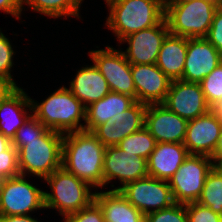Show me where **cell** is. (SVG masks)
Returning a JSON list of instances; mask_svg holds the SVG:
<instances>
[{
    "mask_svg": "<svg viewBox=\"0 0 222 222\" xmlns=\"http://www.w3.org/2000/svg\"><path fill=\"white\" fill-rule=\"evenodd\" d=\"M105 146L88 131L63 135L62 167L95 190L103 189V162Z\"/></svg>",
    "mask_w": 222,
    "mask_h": 222,
    "instance_id": "cell-1",
    "label": "cell"
},
{
    "mask_svg": "<svg viewBox=\"0 0 222 222\" xmlns=\"http://www.w3.org/2000/svg\"><path fill=\"white\" fill-rule=\"evenodd\" d=\"M109 12L105 27L119 44L125 37L159 24L165 17L164 0H104Z\"/></svg>",
    "mask_w": 222,
    "mask_h": 222,
    "instance_id": "cell-2",
    "label": "cell"
},
{
    "mask_svg": "<svg viewBox=\"0 0 222 222\" xmlns=\"http://www.w3.org/2000/svg\"><path fill=\"white\" fill-rule=\"evenodd\" d=\"M32 114L48 129L66 134L83 131L86 107L67 86H60L38 102L30 98ZM84 121V122H83Z\"/></svg>",
    "mask_w": 222,
    "mask_h": 222,
    "instance_id": "cell-3",
    "label": "cell"
},
{
    "mask_svg": "<svg viewBox=\"0 0 222 222\" xmlns=\"http://www.w3.org/2000/svg\"><path fill=\"white\" fill-rule=\"evenodd\" d=\"M63 135L47 130L42 136L32 141H12L18 151L20 175L44 180L55 170L62 167Z\"/></svg>",
    "mask_w": 222,
    "mask_h": 222,
    "instance_id": "cell-4",
    "label": "cell"
},
{
    "mask_svg": "<svg viewBox=\"0 0 222 222\" xmlns=\"http://www.w3.org/2000/svg\"><path fill=\"white\" fill-rule=\"evenodd\" d=\"M43 181L51 190L44 191L45 209L58 211L62 219L88 207L94 201L95 188L63 167L55 170Z\"/></svg>",
    "mask_w": 222,
    "mask_h": 222,
    "instance_id": "cell-5",
    "label": "cell"
},
{
    "mask_svg": "<svg viewBox=\"0 0 222 222\" xmlns=\"http://www.w3.org/2000/svg\"><path fill=\"white\" fill-rule=\"evenodd\" d=\"M164 7L170 34L187 38L206 37L217 9L206 0L164 4Z\"/></svg>",
    "mask_w": 222,
    "mask_h": 222,
    "instance_id": "cell-6",
    "label": "cell"
},
{
    "mask_svg": "<svg viewBox=\"0 0 222 222\" xmlns=\"http://www.w3.org/2000/svg\"><path fill=\"white\" fill-rule=\"evenodd\" d=\"M19 175L0 182V216H26L45 210L43 188Z\"/></svg>",
    "mask_w": 222,
    "mask_h": 222,
    "instance_id": "cell-7",
    "label": "cell"
},
{
    "mask_svg": "<svg viewBox=\"0 0 222 222\" xmlns=\"http://www.w3.org/2000/svg\"><path fill=\"white\" fill-rule=\"evenodd\" d=\"M212 168L210 157L189 154L168 181L175 203L197 202L202 193L206 176Z\"/></svg>",
    "mask_w": 222,
    "mask_h": 222,
    "instance_id": "cell-8",
    "label": "cell"
},
{
    "mask_svg": "<svg viewBox=\"0 0 222 222\" xmlns=\"http://www.w3.org/2000/svg\"><path fill=\"white\" fill-rule=\"evenodd\" d=\"M89 50L88 56L106 79L112 92L128 95L136 100V88L131 73V64L120 46L118 49L106 45L105 48Z\"/></svg>",
    "mask_w": 222,
    "mask_h": 222,
    "instance_id": "cell-9",
    "label": "cell"
},
{
    "mask_svg": "<svg viewBox=\"0 0 222 222\" xmlns=\"http://www.w3.org/2000/svg\"><path fill=\"white\" fill-rule=\"evenodd\" d=\"M143 215L171 207L175 201L168 181L146 176L119 190Z\"/></svg>",
    "mask_w": 222,
    "mask_h": 222,
    "instance_id": "cell-10",
    "label": "cell"
},
{
    "mask_svg": "<svg viewBox=\"0 0 222 222\" xmlns=\"http://www.w3.org/2000/svg\"><path fill=\"white\" fill-rule=\"evenodd\" d=\"M148 176L147 159L126 153L118 146H106L103 162V189L120 190L127 183ZM118 180L119 186L114 183ZM107 186V187H106Z\"/></svg>",
    "mask_w": 222,
    "mask_h": 222,
    "instance_id": "cell-11",
    "label": "cell"
},
{
    "mask_svg": "<svg viewBox=\"0 0 222 222\" xmlns=\"http://www.w3.org/2000/svg\"><path fill=\"white\" fill-rule=\"evenodd\" d=\"M169 33L164 18L154 27L130 34L117 46L127 43L123 53L130 64H156L162 43Z\"/></svg>",
    "mask_w": 222,
    "mask_h": 222,
    "instance_id": "cell-12",
    "label": "cell"
},
{
    "mask_svg": "<svg viewBox=\"0 0 222 222\" xmlns=\"http://www.w3.org/2000/svg\"><path fill=\"white\" fill-rule=\"evenodd\" d=\"M162 104L186 120L200 117L211 109L206 103L201 84L182 80L171 81Z\"/></svg>",
    "mask_w": 222,
    "mask_h": 222,
    "instance_id": "cell-13",
    "label": "cell"
},
{
    "mask_svg": "<svg viewBox=\"0 0 222 222\" xmlns=\"http://www.w3.org/2000/svg\"><path fill=\"white\" fill-rule=\"evenodd\" d=\"M222 130V119L214 109L188 120L184 146L189 154L211 157Z\"/></svg>",
    "mask_w": 222,
    "mask_h": 222,
    "instance_id": "cell-14",
    "label": "cell"
},
{
    "mask_svg": "<svg viewBox=\"0 0 222 222\" xmlns=\"http://www.w3.org/2000/svg\"><path fill=\"white\" fill-rule=\"evenodd\" d=\"M147 105L136 101L130 108L99 125L92 133L106 146H117L144 127Z\"/></svg>",
    "mask_w": 222,
    "mask_h": 222,
    "instance_id": "cell-15",
    "label": "cell"
},
{
    "mask_svg": "<svg viewBox=\"0 0 222 222\" xmlns=\"http://www.w3.org/2000/svg\"><path fill=\"white\" fill-rule=\"evenodd\" d=\"M188 120L167 109L163 104L147 105L144 127L156 143L170 142L183 144Z\"/></svg>",
    "mask_w": 222,
    "mask_h": 222,
    "instance_id": "cell-16",
    "label": "cell"
},
{
    "mask_svg": "<svg viewBox=\"0 0 222 222\" xmlns=\"http://www.w3.org/2000/svg\"><path fill=\"white\" fill-rule=\"evenodd\" d=\"M222 62V55L205 38H187V54L180 80L200 83Z\"/></svg>",
    "mask_w": 222,
    "mask_h": 222,
    "instance_id": "cell-17",
    "label": "cell"
},
{
    "mask_svg": "<svg viewBox=\"0 0 222 222\" xmlns=\"http://www.w3.org/2000/svg\"><path fill=\"white\" fill-rule=\"evenodd\" d=\"M131 73L136 101L146 105L163 103L172 80L156 64H131Z\"/></svg>",
    "mask_w": 222,
    "mask_h": 222,
    "instance_id": "cell-18",
    "label": "cell"
},
{
    "mask_svg": "<svg viewBox=\"0 0 222 222\" xmlns=\"http://www.w3.org/2000/svg\"><path fill=\"white\" fill-rule=\"evenodd\" d=\"M30 98L25 89L19 86L0 103V132L11 141L32 115Z\"/></svg>",
    "mask_w": 222,
    "mask_h": 222,
    "instance_id": "cell-19",
    "label": "cell"
},
{
    "mask_svg": "<svg viewBox=\"0 0 222 222\" xmlns=\"http://www.w3.org/2000/svg\"><path fill=\"white\" fill-rule=\"evenodd\" d=\"M188 155L189 153L184 144L156 143L153 152L147 159L148 175L169 181Z\"/></svg>",
    "mask_w": 222,
    "mask_h": 222,
    "instance_id": "cell-20",
    "label": "cell"
},
{
    "mask_svg": "<svg viewBox=\"0 0 222 222\" xmlns=\"http://www.w3.org/2000/svg\"><path fill=\"white\" fill-rule=\"evenodd\" d=\"M92 64V65H91ZM76 70L69 83L70 92L87 107L105 97L111 90L109 85L93 62Z\"/></svg>",
    "mask_w": 222,
    "mask_h": 222,
    "instance_id": "cell-21",
    "label": "cell"
},
{
    "mask_svg": "<svg viewBox=\"0 0 222 222\" xmlns=\"http://www.w3.org/2000/svg\"><path fill=\"white\" fill-rule=\"evenodd\" d=\"M94 201L102 209L104 222H149L119 190H96Z\"/></svg>",
    "mask_w": 222,
    "mask_h": 222,
    "instance_id": "cell-22",
    "label": "cell"
},
{
    "mask_svg": "<svg viewBox=\"0 0 222 222\" xmlns=\"http://www.w3.org/2000/svg\"><path fill=\"white\" fill-rule=\"evenodd\" d=\"M135 102L133 97L110 91L105 97L86 107L84 130L93 132L99 125L127 110Z\"/></svg>",
    "mask_w": 222,
    "mask_h": 222,
    "instance_id": "cell-23",
    "label": "cell"
},
{
    "mask_svg": "<svg viewBox=\"0 0 222 222\" xmlns=\"http://www.w3.org/2000/svg\"><path fill=\"white\" fill-rule=\"evenodd\" d=\"M187 54V37L168 34L157 56L156 65L171 80H180Z\"/></svg>",
    "mask_w": 222,
    "mask_h": 222,
    "instance_id": "cell-24",
    "label": "cell"
},
{
    "mask_svg": "<svg viewBox=\"0 0 222 222\" xmlns=\"http://www.w3.org/2000/svg\"><path fill=\"white\" fill-rule=\"evenodd\" d=\"M83 1L84 0H22V11H27V8H29L32 12L50 17V19L74 17L83 20L80 14ZM25 5L27 7H24Z\"/></svg>",
    "mask_w": 222,
    "mask_h": 222,
    "instance_id": "cell-25",
    "label": "cell"
},
{
    "mask_svg": "<svg viewBox=\"0 0 222 222\" xmlns=\"http://www.w3.org/2000/svg\"><path fill=\"white\" fill-rule=\"evenodd\" d=\"M197 202L222 216V172L217 167L208 172Z\"/></svg>",
    "mask_w": 222,
    "mask_h": 222,
    "instance_id": "cell-26",
    "label": "cell"
},
{
    "mask_svg": "<svg viewBox=\"0 0 222 222\" xmlns=\"http://www.w3.org/2000/svg\"><path fill=\"white\" fill-rule=\"evenodd\" d=\"M156 145L154 137L143 127L126 136L117 146L126 153L148 159Z\"/></svg>",
    "mask_w": 222,
    "mask_h": 222,
    "instance_id": "cell-27",
    "label": "cell"
},
{
    "mask_svg": "<svg viewBox=\"0 0 222 222\" xmlns=\"http://www.w3.org/2000/svg\"><path fill=\"white\" fill-rule=\"evenodd\" d=\"M200 84L206 103L214 109L222 100V62Z\"/></svg>",
    "mask_w": 222,
    "mask_h": 222,
    "instance_id": "cell-28",
    "label": "cell"
},
{
    "mask_svg": "<svg viewBox=\"0 0 222 222\" xmlns=\"http://www.w3.org/2000/svg\"><path fill=\"white\" fill-rule=\"evenodd\" d=\"M10 40L0 28V76L19 87L16 80H14V73H12V68L15 65L14 57L16 56L14 47L16 46H13Z\"/></svg>",
    "mask_w": 222,
    "mask_h": 222,
    "instance_id": "cell-29",
    "label": "cell"
},
{
    "mask_svg": "<svg viewBox=\"0 0 222 222\" xmlns=\"http://www.w3.org/2000/svg\"><path fill=\"white\" fill-rule=\"evenodd\" d=\"M149 222H188L185 204L174 203L171 207L145 215Z\"/></svg>",
    "mask_w": 222,
    "mask_h": 222,
    "instance_id": "cell-30",
    "label": "cell"
},
{
    "mask_svg": "<svg viewBox=\"0 0 222 222\" xmlns=\"http://www.w3.org/2000/svg\"><path fill=\"white\" fill-rule=\"evenodd\" d=\"M48 129L32 114L17 130L12 141H32L42 136Z\"/></svg>",
    "mask_w": 222,
    "mask_h": 222,
    "instance_id": "cell-31",
    "label": "cell"
},
{
    "mask_svg": "<svg viewBox=\"0 0 222 222\" xmlns=\"http://www.w3.org/2000/svg\"><path fill=\"white\" fill-rule=\"evenodd\" d=\"M18 151L11 145L0 153V180L19 176Z\"/></svg>",
    "mask_w": 222,
    "mask_h": 222,
    "instance_id": "cell-32",
    "label": "cell"
},
{
    "mask_svg": "<svg viewBox=\"0 0 222 222\" xmlns=\"http://www.w3.org/2000/svg\"><path fill=\"white\" fill-rule=\"evenodd\" d=\"M188 222H222V216L198 202L185 204Z\"/></svg>",
    "mask_w": 222,
    "mask_h": 222,
    "instance_id": "cell-33",
    "label": "cell"
},
{
    "mask_svg": "<svg viewBox=\"0 0 222 222\" xmlns=\"http://www.w3.org/2000/svg\"><path fill=\"white\" fill-rule=\"evenodd\" d=\"M64 222H104V215L100 206L93 201L88 207L68 215L62 219Z\"/></svg>",
    "mask_w": 222,
    "mask_h": 222,
    "instance_id": "cell-34",
    "label": "cell"
},
{
    "mask_svg": "<svg viewBox=\"0 0 222 222\" xmlns=\"http://www.w3.org/2000/svg\"><path fill=\"white\" fill-rule=\"evenodd\" d=\"M205 38L222 55V7L216 9L208 35Z\"/></svg>",
    "mask_w": 222,
    "mask_h": 222,
    "instance_id": "cell-35",
    "label": "cell"
},
{
    "mask_svg": "<svg viewBox=\"0 0 222 222\" xmlns=\"http://www.w3.org/2000/svg\"><path fill=\"white\" fill-rule=\"evenodd\" d=\"M0 11L11 15L18 21L21 20L22 11V0H0Z\"/></svg>",
    "mask_w": 222,
    "mask_h": 222,
    "instance_id": "cell-36",
    "label": "cell"
},
{
    "mask_svg": "<svg viewBox=\"0 0 222 222\" xmlns=\"http://www.w3.org/2000/svg\"><path fill=\"white\" fill-rule=\"evenodd\" d=\"M16 86L10 81L0 76V103L9 95Z\"/></svg>",
    "mask_w": 222,
    "mask_h": 222,
    "instance_id": "cell-37",
    "label": "cell"
},
{
    "mask_svg": "<svg viewBox=\"0 0 222 222\" xmlns=\"http://www.w3.org/2000/svg\"><path fill=\"white\" fill-rule=\"evenodd\" d=\"M212 160L213 167H219L222 164V130L219 136L217 146L210 157Z\"/></svg>",
    "mask_w": 222,
    "mask_h": 222,
    "instance_id": "cell-38",
    "label": "cell"
},
{
    "mask_svg": "<svg viewBox=\"0 0 222 222\" xmlns=\"http://www.w3.org/2000/svg\"><path fill=\"white\" fill-rule=\"evenodd\" d=\"M32 215L26 216H0V222H42L38 221L37 217Z\"/></svg>",
    "mask_w": 222,
    "mask_h": 222,
    "instance_id": "cell-39",
    "label": "cell"
},
{
    "mask_svg": "<svg viewBox=\"0 0 222 222\" xmlns=\"http://www.w3.org/2000/svg\"><path fill=\"white\" fill-rule=\"evenodd\" d=\"M12 145V141L0 132V153L6 151Z\"/></svg>",
    "mask_w": 222,
    "mask_h": 222,
    "instance_id": "cell-40",
    "label": "cell"
},
{
    "mask_svg": "<svg viewBox=\"0 0 222 222\" xmlns=\"http://www.w3.org/2000/svg\"><path fill=\"white\" fill-rule=\"evenodd\" d=\"M190 1H193V0H164V4H181V3H186Z\"/></svg>",
    "mask_w": 222,
    "mask_h": 222,
    "instance_id": "cell-41",
    "label": "cell"
},
{
    "mask_svg": "<svg viewBox=\"0 0 222 222\" xmlns=\"http://www.w3.org/2000/svg\"><path fill=\"white\" fill-rule=\"evenodd\" d=\"M206 1L212 3L217 8L222 7V0H206Z\"/></svg>",
    "mask_w": 222,
    "mask_h": 222,
    "instance_id": "cell-42",
    "label": "cell"
},
{
    "mask_svg": "<svg viewBox=\"0 0 222 222\" xmlns=\"http://www.w3.org/2000/svg\"><path fill=\"white\" fill-rule=\"evenodd\" d=\"M214 110L219 113L221 119H222V100L219 102V104L214 108Z\"/></svg>",
    "mask_w": 222,
    "mask_h": 222,
    "instance_id": "cell-43",
    "label": "cell"
},
{
    "mask_svg": "<svg viewBox=\"0 0 222 222\" xmlns=\"http://www.w3.org/2000/svg\"><path fill=\"white\" fill-rule=\"evenodd\" d=\"M218 169L222 172V164L218 167Z\"/></svg>",
    "mask_w": 222,
    "mask_h": 222,
    "instance_id": "cell-44",
    "label": "cell"
}]
</instances>
